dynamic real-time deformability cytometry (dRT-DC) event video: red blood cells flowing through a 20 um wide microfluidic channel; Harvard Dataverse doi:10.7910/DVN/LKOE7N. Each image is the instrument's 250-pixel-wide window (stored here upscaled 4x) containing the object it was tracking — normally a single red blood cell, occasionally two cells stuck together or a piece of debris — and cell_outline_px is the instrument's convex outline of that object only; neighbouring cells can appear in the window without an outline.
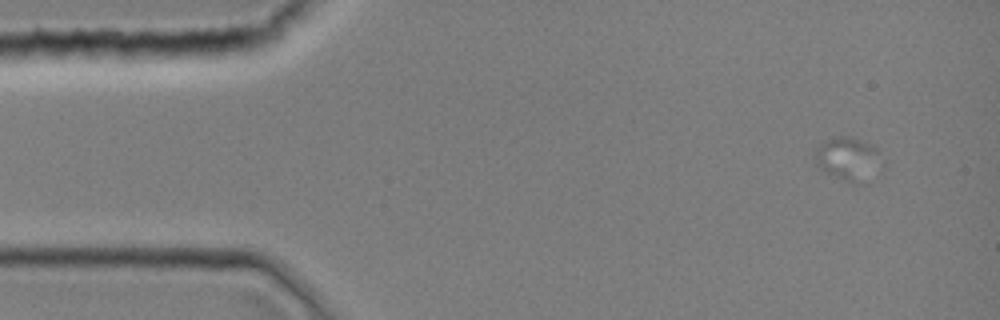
{"species": "common noctule bat (a hibernating species)", "species_latin": "Nyctalus noctula", "temperature_condition": "room temperature", "stored_images_in_passage": 14, "camera_frame_rate_fps": 3000, "um_per_image_px": 0.085, "animal": {"sex": "female", "body_mass_g": 19.0, "forearm_length_mm": 51.5}, "frame": {"image": 1, "passage_image": 5, "time_ms": 1.333, "image_size_px": [1000, 320], "cell_outline_px": [[888, 160], [884, 168], [856, 184], [844, 180], [820, 168], [816, 164], [816, 156], [820, 144], [832, 136], [848, 136], [872, 148]], "centroid_in_image_um": [72.17, 13.52], "position_along_channel_um": 12.8, "area_um2": 16.47}}